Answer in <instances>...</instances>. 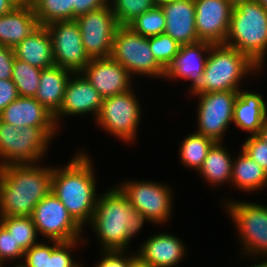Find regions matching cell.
Instances as JSON below:
<instances>
[{"label":"cell","instance_id":"1","mask_svg":"<svg viewBox=\"0 0 267 267\" xmlns=\"http://www.w3.org/2000/svg\"><path fill=\"white\" fill-rule=\"evenodd\" d=\"M53 167L11 164L0 167L2 216H31L35 206L52 188Z\"/></svg>","mask_w":267,"mask_h":267},{"label":"cell","instance_id":"2","mask_svg":"<svg viewBox=\"0 0 267 267\" xmlns=\"http://www.w3.org/2000/svg\"><path fill=\"white\" fill-rule=\"evenodd\" d=\"M146 220L151 222L130 204L116 186L97 198L90 223L102 244V250L126 252L131 238L141 230Z\"/></svg>","mask_w":267,"mask_h":267},{"label":"cell","instance_id":"3","mask_svg":"<svg viewBox=\"0 0 267 267\" xmlns=\"http://www.w3.org/2000/svg\"><path fill=\"white\" fill-rule=\"evenodd\" d=\"M64 168L53 167L51 191L83 228L90 223L96 207V182L88 154L74 155Z\"/></svg>","mask_w":267,"mask_h":267},{"label":"cell","instance_id":"4","mask_svg":"<svg viewBox=\"0 0 267 267\" xmlns=\"http://www.w3.org/2000/svg\"><path fill=\"white\" fill-rule=\"evenodd\" d=\"M259 69L238 50L216 44L210 48L203 75L190 85L189 91L193 96L209 92L239 91V81Z\"/></svg>","mask_w":267,"mask_h":267},{"label":"cell","instance_id":"5","mask_svg":"<svg viewBox=\"0 0 267 267\" xmlns=\"http://www.w3.org/2000/svg\"><path fill=\"white\" fill-rule=\"evenodd\" d=\"M224 45L246 55L260 69L267 54V10L256 0L233 6Z\"/></svg>","mask_w":267,"mask_h":267},{"label":"cell","instance_id":"6","mask_svg":"<svg viewBox=\"0 0 267 267\" xmlns=\"http://www.w3.org/2000/svg\"><path fill=\"white\" fill-rule=\"evenodd\" d=\"M58 128L14 127L0 120V167L11 164H34L54 138Z\"/></svg>","mask_w":267,"mask_h":267},{"label":"cell","instance_id":"7","mask_svg":"<svg viewBox=\"0 0 267 267\" xmlns=\"http://www.w3.org/2000/svg\"><path fill=\"white\" fill-rule=\"evenodd\" d=\"M110 57L120 63L132 79L135 74L164 78L165 70L152 54L149 37L135 33L129 26L117 28Z\"/></svg>","mask_w":267,"mask_h":267},{"label":"cell","instance_id":"8","mask_svg":"<svg viewBox=\"0 0 267 267\" xmlns=\"http://www.w3.org/2000/svg\"><path fill=\"white\" fill-rule=\"evenodd\" d=\"M134 94L131 89L103 98L100 112L95 119L97 126L129 144L135 141L141 120V106Z\"/></svg>","mask_w":267,"mask_h":267},{"label":"cell","instance_id":"9","mask_svg":"<svg viewBox=\"0 0 267 267\" xmlns=\"http://www.w3.org/2000/svg\"><path fill=\"white\" fill-rule=\"evenodd\" d=\"M225 204L230 219L236 224L245 253L251 257H267V205L246 201H226Z\"/></svg>","mask_w":267,"mask_h":267},{"label":"cell","instance_id":"10","mask_svg":"<svg viewBox=\"0 0 267 267\" xmlns=\"http://www.w3.org/2000/svg\"><path fill=\"white\" fill-rule=\"evenodd\" d=\"M31 218L37 233L45 236L49 242L77 239L81 240L79 242L85 241L81 237L83 228L72 218L52 191L35 206Z\"/></svg>","mask_w":267,"mask_h":267},{"label":"cell","instance_id":"11","mask_svg":"<svg viewBox=\"0 0 267 267\" xmlns=\"http://www.w3.org/2000/svg\"><path fill=\"white\" fill-rule=\"evenodd\" d=\"M198 96V131L201 135L221 142L225 131L233 122L234 104L238 91L201 93Z\"/></svg>","mask_w":267,"mask_h":267},{"label":"cell","instance_id":"12","mask_svg":"<svg viewBox=\"0 0 267 267\" xmlns=\"http://www.w3.org/2000/svg\"><path fill=\"white\" fill-rule=\"evenodd\" d=\"M128 198L130 204L151 223L167 222L172 212V192L165 184L151 181L125 182L118 186Z\"/></svg>","mask_w":267,"mask_h":267},{"label":"cell","instance_id":"13","mask_svg":"<svg viewBox=\"0 0 267 267\" xmlns=\"http://www.w3.org/2000/svg\"><path fill=\"white\" fill-rule=\"evenodd\" d=\"M46 27L52 40L54 64L72 73L81 72L91 59L85 52L78 22L56 21Z\"/></svg>","mask_w":267,"mask_h":267},{"label":"cell","instance_id":"14","mask_svg":"<svg viewBox=\"0 0 267 267\" xmlns=\"http://www.w3.org/2000/svg\"><path fill=\"white\" fill-rule=\"evenodd\" d=\"M83 46L90 59L110 57L114 35L119 27L110 5L75 19Z\"/></svg>","mask_w":267,"mask_h":267},{"label":"cell","instance_id":"15","mask_svg":"<svg viewBox=\"0 0 267 267\" xmlns=\"http://www.w3.org/2000/svg\"><path fill=\"white\" fill-rule=\"evenodd\" d=\"M195 26L200 41L224 44L233 5L227 0H194Z\"/></svg>","mask_w":267,"mask_h":267},{"label":"cell","instance_id":"16","mask_svg":"<svg viewBox=\"0 0 267 267\" xmlns=\"http://www.w3.org/2000/svg\"><path fill=\"white\" fill-rule=\"evenodd\" d=\"M81 73L103 98L132 89V76L111 57L91 59Z\"/></svg>","mask_w":267,"mask_h":267},{"label":"cell","instance_id":"17","mask_svg":"<svg viewBox=\"0 0 267 267\" xmlns=\"http://www.w3.org/2000/svg\"><path fill=\"white\" fill-rule=\"evenodd\" d=\"M72 76H70L66 85L62 105L54 115L57 127H59L58 122L63 115H87L91 112L97 118L103 103V97L81 72L72 73Z\"/></svg>","mask_w":267,"mask_h":267},{"label":"cell","instance_id":"18","mask_svg":"<svg viewBox=\"0 0 267 267\" xmlns=\"http://www.w3.org/2000/svg\"><path fill=\"white\" fill-rule=\"evenodd\" d=\"M137 251V258L150 267H175L187 252L184 242L171 233L149 237Z\"/></svg>","mask_w":267,"mask_h":267},{"label":"cell","instance_id":"19","mask_svg":"<svg viewBox=\"0 0 267 267\" xmlns=\"http://www.w3.org/2000/svg\"><path fill=\"white\" fill-rule=\"evenodd\" d=\"M164 12L168 34L179 45L199 42L195 26L194 0H173L159 5Z\"/></svg>","mask_w":267,"mask_h":267},{"label":"cell","instance_id":"20","mask_svg":"<svg viewBox=\"0 0 267 267\" xmlns=\"http://www.w3.org/2000/svg\"><path fill=\"white\" fill-rule=\"evenodd\" d=\"M0 120L20 128L24 126L58 128L54 115L34 97L19 96L0 113Z\"/></svg>","mask_w":267,"mask_h":267},{"label":"cell","instance_id":"21","mask_svg":"<svg viewBox=\"0 0 267 267\" xmlns=\"http://www.w3.org/2000/svg\"><path fill=\"white\" fill-rule=\"evenodd\" d=\"M214 44L199 41L193 44L180 45L178 54L165 70V78L186 79L192 84L204 73L205 63Z\"/></svg>","mask_w":267,"mask_h":267},{"label":"cell","instance_id":"22","mask_svg":"<svg viewBox=\"0 0 267 267\" xmlns=\"http://www.w3.org/2000/svg\"><path fill=\"white\" fill-rule=\"evenodd\" d=\"M38 26L31 4L15 6L0 16V45L15 48Z\"/></svg>","mask_w":267,"mask_h":267},{"label":"cell","instance_id":"23","mask_svg":"<svg viewBox=\"0 0 267 267\" xmlns=\"http://www.w3.org/2000/svg\"><path fill=\"white\" fill-rule=\"evenodd\" d=\"M267 117L263 95L252 91H238L234 104L233 123L249 135H258Z\"/></svg>","mask_w":267,"mask_h":267},{"label":"cell","instance_id":"24","mask_svg":"<svg viewBox=\"0 0 267 267\" xmlns=\"http://www.w3.org/2000/svg\"><path fill=\"white\" fill-rule=\"evenodd\" d=\"M15 58L40 69L54 64L52 40L46 26L39 25L15 48Z\"/></svg>","mask_w":267,"mask_h":267},{"label":"cell","instance_id":"25","mask_svg":"<svg viewBox=\"0 0 267 267\" xmlns=\"http://www.w3.org/2000/svg\"><path fill=\"white\" fill-rule=\"evenodd\" d=\"M72 72L53 65L42 69L35 99L55 115L63 102L65 88Z\"/></svg>","mask_w":267,"mask_h":267},{"label":"cell","instance_id":"26","mask_svg":"<svg viewBox=\"0 0 267 267\" xmlns=\"http://www.w3.org/2000/svg\"><path fill=\"white\" fill-rule=\"evenodd\" d=\"M231 183L240 191L253 192L267 186L266 171L243 150L234 158Z\"/></svg>","mask_w":267,"mask_h":267},{"label":"cell","instance_id":"27","mask_svg":"<svg viewBox=\"0 0 267 267\" xmlns=\"http://www.w3.org/2000/svg\"><path fill=\"white\" fill-rule=\"evenodd\" d=\"M221 142H215L209 149L202 167L198 170L211 185L231 182L233 160Z\"/></svg>","mask_w":267,"mask_h":267},{"label":"cell","instance_id":"28","mask_svg":"<svg viewBox=\"0 0 267 267\" xmlns=\"http://www.w3.org/2000/svg\"><path fill=\"white\" fill-rule=\"evenodd\" d=\"M215 141L199 133H191L182 141L180 146V161L188 168L199 170L209 149Z\"/></svg>","mask_w":267,"mask_h":267},{"label":"cell","instance_id":"29","mask_svg":"<svg viewBox=\"0 0 267 267\" xmlns=\"http://www.w3.org/2000/svg\"><path fill=\"white\" fill-rule=\"evenodd\" d=\"M39 25L72 20V0H31Z\"/></svg>","mask_w":267,"mask_h":267},{"label":"cell","instance_id":"30","mask_svg":"<svg viewBox=\"0 0 267 267\" xmlns=\"http://www.w3.org/2000/svg\"><path fill=\"white\" fill-rule=\"evenodd\" d=\"M0 223L12 234L15 242L24 252L38 243V233L31 216H2Z\"/></svg>","mask_w":267,"mask_h":267},{"label":"cell","instance_id":"31","mask_svg":"<svg viewBox=\"0 0 267 267\" xmlns=\"http://www.w3.org/2000/svg\"><path fill=\"white\" fill-rule=\"evenodd\" d=\"M42 69L15 58L11 79L21 97H35Z\"/></svg>","mask_w":267,"mask_h":267},{"label":"cell","instance_id":"32","mask_svg":"<svg viewBox=\"0 0 267 267\" xmlns=\"http://www.w3.org/2000/svg\"><path fill=\"white\" fill-rule=\"evenodd\" d=\"M164 12L160 6H155L133 20L128 26L144 37L157 36L164 33L166 27Z\"/></svg>","mask_w":267,"mask_h":267},{"label":"cell","instance_id":"33","mask_svg":"<svg viewBox=\"0 0 267 267\" xmlns=\"http://www.w3.org/2000/svg\"><path fill=\"white\" fill-rule=\"evenodd\" d=\"M112 3L110 7L119 26H128L142 13L156 6L154 0H112Z\"/></svg>","mask_w":267,"mask_h":267},{"label":"cell","instance_id":"34","mask_svg":"<svg viewBox=\"0 0 267 267\" xmlns=\"http://www.w3.org/2000/svg\"><path fill=\"white\" fill-rule=\"evenodd\" d=\"M149 45L155 60L164 70L176 57L180 48V45L166 33L149 37Z\"/></svg>","mask_w":267,"mask_h":267},{"label":"cell","instance_id":"35","mask_svg":"<svg viewBox=\"0 0 267 267\" xmlns=\"http://www.w3.org/2000/svg\"><path fill=\"white\" fill-rule=\"evenodd\" d=\"M78 240L66 242L51 240V243H49L51 244L49 267H81L82 265L77 263L70 254L72 249L74 250L75 245L77 246L79 243Z\"/></svg>","mask_w":267,"mask_h":267},{"label":"cell","instance_id":"36","mask_svg":"<svg viewBox=\"0 0 267 267\" xmlns=\"http://www.w3.org/2000/svg\"><path fill=\"white\" fill-rule=\"evenodd\" d=\"M24 251L15 242L12 234L0 223V267L9 259H23ZM18 258V259H17Z\"/></svg>","mask_w":267,"mask_h":267},{"label":"cell","instance_id":"37","mask_svg":"<svg viewBox=\"0 0 267 267\" xmlns=\"http://www.w3.org/2000/svg\"><path fill=\"white\" fill-rule=\"evenodd\" d=\"M242 150L267 173V144L259 135H250L246 138Z\"/></svg>","mask_w":267,"mask_h":267},{"label":"cell","instance_id":"38","mask_svg":"<svg viewBox=\"0 0 267 267\" xmlns=\"http://www.w3.org/2000/svg\"><path fill=\"white\" fill-rule=\"evenodd\" d=\"M25 263L22 267H49L50 264V246L45 243H37L24 252Z\"/></svg>","mask_w":267,"mask_h":267},{"label":"cell","instance_id":"39","mask_svg":"<svg viewBox=\"0 0 267 267\" xmlns=\"http://www.w3.org/2000/svg\"><path fill=\"white\" fill-rule=\"evenodd\" d=\"M124 251L103 250V257L95 267H129V265L137 258L135 255H127Z\"/></svg>","mask_w":267,"mask_h":267},{"label":"cell","instance_id":"40","mask_svg":"<svg viewBox=\"0 0 267 267\" xmlns=\"http://www.w3.org/2000/svg\"><path fill=\"white\" fill-rule=\"evenodd\" d=\"M109 0H72V20L107 6Z\"/></svg>","mask_w":267,"mask_h":267},{"label":"cell","instance_id":"41","mask_svg":"<svg viewBox=\"0 0 267 267\" xmlns=\"http://www.w3.org/2000/svg\"><path fill=\"white\" fill-rule=\"evenodd\" d=\"M14 60V48L0 45V80L11 79Z\"/></svg>","mask_w":267,"mask_h":267},{"label":"cell","instance_id":"42","mask_svg":"<svg viewBox=\"0 0 267 267\" xmlns=\"http://www.w3.org/2000/svg\"><path fill=\"white\" fill-rule=\"evenodd\" d=\"M18 97L17 87L12 79L0 80V113Z\"/></svg>","mask_w":267,"mask_h":267},{"label":"cell","instance_id":"43","mask_svg":"<svg viewBox=\"0 0 267 267\" xmlns=\"http://www.w3.org/2000/svg\"><path fill=\"white\" fill-rule=\"evenodd\" d=\"M15 6L11 0H0V16L10 12Z\"/></svg>","mask_w":267,"mask_h":267},{"label":"cell","instance_id":"44","mask_svg":"<svg viewBox=\"0 0 267 267\" xmlns=\"http://www.w3.org/2000/svg\"><path fill=\"white\" fill-rule=\"evenodd\" d=\"M267 144V117L265 118V121L261 127V130L258 134Z\"/></svg>","mask_w":267,"mask_h":267},{"label":"cell","instance_id":"45","mask_svg":"<svg viewBox=\"0 0 267 267\" xmlns=\"http://www.w3.org/2000/svg\"><path fill=\"white\" fill-rule=\"evenodd\" d=\"M129 267H150L148 264L141 262L138 258H136Z\"/></svg>","mask_w":267,"mask_h":267},{"label":"cell","instance_id":"46","mask_svg":"<svg viewBox=\"0 0 267 267\" xmlns=\"http://www.w3.org/2000/svg\"><path fill=\"white\" fill-rule=\"evenodd\" d=\"M16 6L31 4V0H11Z\"/></svg>","mask_w":267,"mask_h":267},{"label":"cell","instance_id":"47","mask_svg":"<svg viewBox=\"0 0 267 267\" xmlns=\"http://www.w3.org/2000/svg\"><path fill=\"white\" fill-rule=\"evenodd\" d=\"M249 267H267V260L265 261H262L261 263H258V264H254L252 266H249Z\"/></svg>","mask_w":267,"mask_h":267},{"label":"cell","instance_id":"48","mask_svg":"<svg viewBox=\"0 0 267 267\" xmlns=\"http://www.w3.org/2000/svg\"><path fill=\"white\" fill-rule=\"evenodd\" d=\"M231 5L236 6L238 3L248 0H227Z\"/></svg>","mask_w":267,"mask_h":267},{"label":"cell","instance_id":"49","mask_svg":"<svg viewBox=\"0 0 267 267\" xmlns=\"http://www.w3.org/2000/svg\"><path fill=\"white\" fill-rule=\"evenodd\" d=\"M171 1H173V0H154L155 4L157 6L164 4V3H167V2H171Z\"/></svg>","mask_w":267,"mask_h":267},{"label":"cell","instance_id":"50","mask_svg":"<svg viewBox=\"0 0 267 267\" xmlns=\"http://www.w3.org/2000/svg\"><path fill=\"white\" fill-rule=\"evenodd\" d=\"M267 10V0H256Z\"/></svg>","mask_w":267,"mask_h":267}]
</instances>
